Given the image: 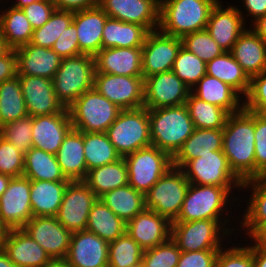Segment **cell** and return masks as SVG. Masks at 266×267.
<instances>
[{"label": "cell", "mask_w": 266, "mask_h": 267, "mask_svg": "<svg viewBox=\"0 0 266 267\" xmlns=\"http://www.w3.org/2000/svg\"><path fill=\"white\" fill-rule=\"evenodd\" d=\"M255 111L229 114L223 128L222 151L233 172L242 180L255 178Z\"/></svg>", "instance_id": "obj_1"}, {"label": "cell", "mask_w": 266, "mask_h": 267, "mask_svg": "<svg viewBox=\"0 0 266 267\" xmlns=\"http://www.w3.org/2000/svg\"><path fill=\"white\" fill-rule=\"evenodd\" d=\"M217 0H163L160 2L159 28L162 33L182 38L206 29Z\"/></svg>", "instance_id": "obj_2"}, {"label": "cell", "mask_w": 266, "mask_h": 267, "mask_svg": "<svg viewBox=\"0 0 266 267\" xmlns=\"http://www.w3.org/2000/svg\"><path fill=\"white\" fill-rule=\"evenodd\" d=\"M148 115L152 145L173 157L194 131L186 105L148 109Z\"/></svg>", "instance_id": "obj_3"}, {"label": "cell", "mask_w": 266, "mask_h": 267, "mask_svg": "<svg viewBox=\"0 0 266 267\" xmlns=\"http://www.w3.org/2000/svg\"><path fill=\"white\" fill-rule=\"evenodd\" d=\"M95 73L94 56L80 54L61 59L52 82L55 95L65 108L94 88Z\"/></svg>", "instance_id": "obj_4"}, {"label": "cell", "mask_w": 266, "mask_h": 267, "mask_svg": "<svg viewBox=\"0 0 266 267\" xmlns=\"http://www.w3.org/2000/svg\"><path fill=\"white\" fill-rule=\"evenodd\" d=\"M68 111L75 130L106 133L121 109L92 88L78 97Z\"/></svg>", "instance_id": "obj_5"}, {"label": "cell", "mask_w": 266, "mask_h": 267, "mask_svg": "<svg viewBox=\"0 0 266 267\" xmlns=\"http://www.w3.org/2000/svg\"><path fill=\"white\" fill-rule=\"evenodd\" d=\"M106 134L121 157L152 145L148 109L121 110Z\"/></svg>", "instance_id": "obj_6"}, {"label": "cell", "mask_w": 266, "mask_h": 267, "mask_svg": "<svg viewBox=\"0 0 266 267\" xmlns=\"http://www.w3.org/2000/svg\"><path fill=\"white\" fill-rule=\"evenodd\" d=\"M190 183L182 168L171 167L144 195L146 209L173 222L179 215Z\"/></svg>", "instance_id": "obj_7"}, {"label": "cell", "mask_w": 266, "mask_h": 267, "mask_svg": "<svg viewBox=\"0 0 266 267\" xmlns=\"http://www.w3.org/2000/svg\"><path fill=\"white\" fill-rule=\"evenodd\" d=\"M123 158L128 168V184L143 194L173 167V157L153 145Z\"/></svg>", "instance_id": "obj_8"}, {"label": "cell", "mask_w": 266, "mask_h": 267, "mask_svg": "<svg viewBox=\"0 0 266 267\" xmlns=\"http://www.w3.org/2000/svg\"><path fill=\"white\" fill-rule=\"evenodd\" d=\"M231 188L214 185H189L180 213L173 222L212 219L219 222V214L227 203Z\"/></svg>", "instance_id": "obj_9"}, {"label": "cell", "mask_w": 266, "mask_h": 267, "mask_svg": "<svg viewBox=\"0 0 266 267\" xmlns=\"http://www.w3.org/2000/svg\"><path fill=\"white\" fill-rule=\"evenodd\" d=\"M189 183L214 185L224 188L242 186L243 181L233 172L223 151H210L193 160H189L182 169Z\"/></svg>", "instance_id": "obj_10"}, {"label": "cell", "mask_w": 266, "mask_h": 267, "mask_svg": "<svg viewBox=\"0 0 266 267\" xmlns=\"http://www.w3.org/2000/svg\"><path fill=\"white\" fill-rule=\"evenodd\" d=\"M94 88L121 110L144 107L143 76L95 73Z\"/></svg>", "instance_id": "obj_11"}, {"label": "cell", "mask_w": 266, "mask_h": 267, "mask_svg": "<svg viewBox=\"0 0 266 267\" xmlns=\"http://www.w3.org/2000/svg\"><path fill=\"white\" fill-rule=\"evenodd\" d=\"M97 199L83 181H70L55 217L71 233L86 230L89 212Z\"/></svg>", "instance_id": "obj_12"}, {"label": "cell", "mask_w": 266, "mask_h": 267, "mask_svg": "<svg viewBox=\"0 0 266 267\" xmlns=\"http://www.w3.org/2000/svg\"><path fill=\"white\" fill-rule=\"evenodd\" d=\"M219 225L217 220L212 219L172 222L171 239L185 252L220 250Z\"/></svg>", "instance_id": "obj_13"}, {"label": "cell", "mask_w": 266, "mask_h": 267, "mask_svg": "<svg viewBox=\"0 0 266 267\" xmlns=\"http://www.w3.org/2000/svg\"><path fill=\"white\" fill-rule=\"evenodd\" d=\"M31 180L12 177L6 191L0 197V223L8 229L22 228L32 217L30 203Z\"/></svg>", "instance_id": "obj_14"}, {"label": "cell", "mask_w": 266, "mask_h": 267, "mask_svg": "<svg viewBox=\"0 0 266 267\" xmlns=\"http://www.w3.org/2000/svg\"><path fill=\"white\" fill-rule=\"evenodd\" d=\"M191 90L172 71H166L144 79V107L180 106L186 103Z\"/></svg>", "instance_id": "obj_15"}, {"label": "cell", "mask_w": 266, "mask_h": 267, "mask_svg": "<svg viewBox=\"0 0 266 267\" xmlns=\"http://www.w3.org/2000/svg\"><path fill=\"white\" fill-rule=\"evenodd\" d=\"M181 46L179 37L156 30L149 32L142 46L143 78L172 70Z\"/></svg>", "instance_id": "obj_16"}, {"label": "cell", "mask_w": 266, "mask_h": 267, "mask_svg": "<svg viewBox=\"0 0 266 267\" xmlns=\"http://www.w3.org/2000/svg\"><path fill=\"white\" fill-rule=\"evenodd\" d=\"M22 229L45 250L52 260L66 259L72 233L55 216L32 217Z\"/></svg>", "instance_id": "obj_17"}, {"label": "cell", "mask_w": 266, "mask_h": 267, "mask_svg": "<svg viewBox=\"0 0 266 267\" xmlns=\"http://www.w3.org/2000/svg\"><path fill=\"white\" fill-rule=\"evenodd\" d=\"M162 0H99L98 6L109 18L144 26L149 32L159 27ZM155 29V30H154Z\"/></svg>", "instance_id": "obj_18"}, {"label": "cell", "mask_w": 266, "mask_h": 267, "mask_svg": "<svg viewBox=\"0 0 266 267\" xmlns=\"http://www.w3.org/2000/svg\"><path fill=\"white\" fill-rule=\"evenodd\" d=\"M109 243L82 230L73 232L66 257L68 267H107Z\"/></svg>", "instance_id": "obj_19"}, {"label": "cell", "mask_w": 266, "mask_h": 267, "mask_svg": "<svg viewBox=\"0 0 266 267\" xmlns=\"http://www.w3.org/2000/svg\"><path fill=\"white\" fill-rule=\"evenodd\" d=\"M18 79L29 116L55 114L66 109L57 99L51 79L28 75H18Z\"/></svg>", "instance_id": "obj_20"}, {"label": "cell", "mask_w": 266, "mask_h": 267, "mask_svg": "<svg viewBox=\"0 0 266 267\" xmlns=\"http://www.w3.org/2000/svg\"><path fill=\"white\" fill-rule=\"evenodd\" d=\"M68 108L64 111L32 117V145L56 155L64 137L72 129Z\"/></svg>", "instance_id": "obj_21"}, {"label": "cell", "mask_w": 266, "mask_h": 267, "mask_svg": "<svg viewBox=\"0 0 266 267\" xmlns=\"http://www.w3.org/2000/svg\"><path fill=\"white\" fill-rule=\"evenodd\" d=\"M171 224L168 218L145 209L126 223V233L146 250L171 238Z\"/></svg>", "instance_id": "obj_22"}, {"label": "cell", "mask_w": 266, "mask_h": 267, "mask_svg": "<svg viewBox=\"0 0 266 267\" xmlns=\"http://www.w3.org/2000/svg\"><path fill=\"white\" fill-rule=\"evenodd\" d=\"M17 56V75L40 76L53 79L61 57L52 49L31 43L15 49Z\"/></svg>", "instance_id": "obj_23"}, {"label": "cell", "mask_w": 266, "mask_h": 267, "mask_svg": "<svg viewBox=\"0 0 266 267\" xmlns=\"http://www.w3.org/2000/svg\"><path fill=\"white\" fill-rule=\"evenodd\" d=\"M220 4L217 2L212 8L206 30L224 52H230L238 37L245 31L244 18L237 8L223 10Z\"/></svg>", "instance_id": "obj_24"}, {"label": "cell", "mask_w": 266, "mask_h": 267, "mask_svg": "<svg viewBox=\"0 0 266 267\" xmlns=\"http://www.w3.org/2000/svg\"><path fill=\"white\" fill-rule=\"evenodd\" d=\"M96 73L143 76L142 48H106L95 56Z\"/></svg>", "instance_id": "obj_25"}, {"label": "cell", "mask_w": 266, "mask_h": 267, "mask_svg": "<svg viewBox=\"0 0 266 267\" xmlns=\"http://www.w3.org/2000/svg\"><path fill=\"white\" fill-rule=\"evenodd\" d=\"M108 15L99 7L73 12L79 49L83 54L95 56L102 49V32Z\"/></svg>", "instance_id": "obj_26"}, {"label": "cell", "mask_w": 266, "mask_h": 267, "mask_svg": "<svg viewBox=\"0 0 266 267\" xmlns=\"http://www.w3.org/2000/svg\"><path fill=\"white\" fill-rule=\"evenodd\" d=\"M4 252L19 267H42L52 259L22 228L9 229Z\"/></svg>", "instance_id": "obj_27"}, {"label": "cell", "mask_w": 266, "mask_h": 267, "mask_svg": "<svg viewBox=\"0 0 266 267\" xmlns=\"http://www.w3.org/2000/svg\"><path fill=\"white\" fill-rule=\"evenodd\" d=\"M230 53L249 78L266 70V42L253 30H245Z\"/></svg>", "instance_id": "obj_28"}, {"label": "cell", "mask_w": 266, "mask_h": 267, "mask_svg": "<svg viewBox=\"0 0 266 267\" xmlns=\"http://www.w3.org/2000/svg\"><path fill=\"white\" fill-rule=\"evenodd\" d=\"M59 166L70 181H83L87 175L83 132L72 128L56 153Z\"/></svg>", "instance_id": "obj_29"}, {"label": "cell", "mask_w": 266, "mask_h": 267, "mask_svg": "<svg viewBox=\"0 0 266 267\" xmlns=\"http://www.w3.org/2000/svg\"><path fill=\"white\" fill-rule=\"evenodd\" d=\"M223 129L194 128L182 147L173 156V166L182 168L189 160L210 151H222Z\"/></svg>", "instance_id": "obj_30"}, {"label": "cell", "mask_w": 266, "mask_h": 267, "mask_svg": "<svg viewBox=\"0 0 266 267\" xmlns=\"http://www.w3.org/2000/svg\"><path fill=\"white\" fill-rule=\"evenodd\" d=\"M69 182L31 180L30 203L33 217L56 216Z\"/></svg>", "instance_id": "obj_31"}, {"label": "cell", "mask_w": 266, "mask_h": 267, "mask_svg": "<svg viewBox=\"0 0 266 267\" xmlns=\"http://www.w3.org/2000/svg\"><path fill=\"white\" fill-rule=\"evenodd\" d=\"M148 33L139 24L108 18L102 32V49L142 48Z\"/></svg>", "instance_id": "obj_32"}, {"label": "cell", "mask_w": 266, "mask_h": 267, "mask_svg": "<svg viewBox=\"0 0 266 267\" xmlns=\"http://www.w3.org/2000/svg\"><path fill=\"white\" fill-rule=\"evenodd\" d=\"M196 85L199 88L196 89V93H192L194 96L223 108L229 114L237 113L244 108L243 104L239 106V93L216 77L205 74Z\"/></svg>", "instance_id": "obj_33"}, {"label": "cell", "mask_w": 266, "mask_h": 267, "mask_svg": "<svg viewBox=\"0 0 266 267\" xmlns=\"http://www.w3.org/2000/svg\"><path fill=\"white\" fill-rule=\"evenodd\" d=\"M83 182L100 198L105 193L128 184V168L125 159L93 168Z\"/></svg>", "instance_id": "obj_34"}, {"label": "cell", "mask_w": 266, "mask_h": 267, "mask_svg": "<svg viewBox=\"0 0 266 267\" xmlns=\"http://www.w3.org/2000/svg\"><path fill=\"white\" fill-rule=\"evenodd\" d=\"M86 230L110 243L126 233V223L98 198L89 212Z\"/></svg>", "instance_id": "obj_35"}, {"label": "cell", "mask_w": 266, "mask_h": 267, "mask_svg": "<svg viewBox=\"0 0 266 267\" xmlns=\"http://www.w3.org/2000/svg\"><path fill=\"white\" fill-rule=\"evenodd\" d=\"M100 199L125 223L146 209L145 195L129 184L105 193Z\"/></svg>", "instance_id": "obj_36"}, {"label": "cell", "mask_w": 266, "mask_h": 267, "mask_svg": "<svg viewBox=\"0 0 266 267\" xmlns=\"http://www.w3.org/2000/svg\"><path fill=\"white\" fill-rule=\"evenodd\" d=\"M23 175L30 180L70 181L63 174L56 155L35 147L24 154Z\"/></svg>", "instance_id": "obj_37"}, {"label": "cell", "mask_w": 266, "mask_h": 267, "mask_svg": "<svg viewBox=\"0 0 266 267\" xmlns=\"http://www.w3.org/2000/svg\"><path fill=\"white\" fill-rule=\"evenodd\" d=\"M206 74L230 85L238 93H243L244 96L249 91L250 78L230 52H224L212 61L207 62Z\"/></svg>", "instance_id": "obj_38"}, {"label": "cell", "mask_w": 266, "mask_h": 267, "mask_svg": "<svg viewBox=\"0 0 266 267\" xmlns=\"http://www.w3.org/2000/svg\"><path fill=\"white\" fill-rule=\"evenodd\" d=\"M0 15V32L7 46L16 49L29 44L33 35V27L22 9L11 7Z\"/></svg>", "instance_id": "obj_39"}, {"label": "cell", "mask_w": 266, "mask_h": 267, "mask_svg": "<svg viewBox=\"0 0 266 267\" xmlns=\"http://www.w3.org/2000/svg\"><path fill=\"white\" fill-rule=\"evenodd\" d=\"M83 142L87 171L121 158L106 133L83 132Z\"/></svg>", "instance_id": "obj_40"}, {"label": "cell", "mask_w": 266, "mask_h": 267, "mask_svg": "<svg viewBox=\"0 0 266 267\" xmlns=\"http://www.w3.org/2000/svg\"><path fill=\"white\" fill-rule=\"evenodd\" d=\"M27 116L26 103L17 75L0 84V127Z\"/></svg>", "instance_id": "obj_41"}, {"label": "cell", "mask_w": 266, "mask_h": 267, "mask_svg": "<svg viewBox=\"0 0 266 267\" xmlns=\"http://www.w3.org/2000/svg\"><path fill=\"white\" fill-rule=\"evenodd\" d=\"M194 128L223 129L229 113L219 106L205 102L189 93L185 103Z\"/></svg>", "instance_id": "obj_42"}, {"label": "cell", "mask_w": 266, "mask_h": 267, "mask_svg": "<svg viewBox=\"0 0 266 267\" xmlns=\"http://www.w3.org/2000/svg\"><path fill=\"white\" fill-rule=\"evenodd\" d=\"M144 250L127 233L109 243L108 267H134L142 262Z\"/></svg>", "instance_id": "obj_43"}, {"label": "cell", "mask_w": 266, "mask_h": 267, "mask_svg": "<svg viewBox=\"0 0 266 267\" xmlns=\"http://www.w3.org/2000/svg\"><path fill=\"white\" fill-rule=\"evenodd\" d=\"M72 22V11L55 9L49 20L33 31L30 43L39 47L52 48L57 38Z\"/></svg>", "instance_id": "obj_44"}, {"label": "cell", "mask_w": 266, "mask_h": 267, "mask_svg": "<svg viewBox=\"0 0 266 267\" xmlns=\"http://www.w3.org/2000/svg\"><path fill=\"white\" fill-rule=\"evenodd\" d=\"M250 184L253 186V196L250 198L251 202L242 225L247 227L249 235L259 226L266 224V184L260 178H254L243 181L242 187H248Z\"/></svg>", "instance_id": "obj_45"}, {"label": "cell", "mask_w": 266, "mask_h": 267, "mask_svg": "<svg viewBox=\"0 0 266 267\" xmlns=\"http://www.w3.org/2000/svg\"><path fill=\"white\" fill-rule=\"evenodd\" d=\"M172 71L192 90L191 87L195 86L206 74V63L181 46Z\"/></svg>", "instance_id": "obj_46"}, {"label": "cell", "mask_w": 266, "mask_h": 267, "mask_svg": "<svg viewBox=\"0 0 266 267\" xmlns=\"http://www.w3.org/2000/svg\"><path fill=\"white\" fill-rule=\"evenodd\" d=\"M181 40L184 48L198 56L205 63L224 53V50L206 29L186 34Z\"/></svg>", "instance_id": "obj_47"}, {"label": "cell", "mask_w": 266, "mask_h": 267, "mask_svg": "<svg viewBox=\"0 0 266 267\" xmlns=\"http://www.w3.org/2000/svg\"><path fill=\"white\" fill-rule=\"evenodd\" d=\"M0 136L25 154L32 145V117L11 121L0 127Z\"/></svg>", "instance_id": "obj_48"}, {"label": "cell", "mask_w": 266, "mask_h": 267, "mask_svg": "<svg viewBox=\"0 0 266 267\" xmlns=\"http://www.w3.org/2000/svg\"><path fill=\"white\" fill-rule=\"evenodd\" d=\"M181 250L170 238L153 248L144 250L142 264L144 267H176Z\"/></svg>", "instance_id": "obj_49"}, {"label": "cell", "mask_w": 266, "mask_h": 267, "mask_svg": "<svg viewBox=\"0 0 266 267\" xmlns=\"http://www.w3.org/2000/svg\"><path fill=\"white\" fill-rule=\"evenodd\" d=\"M23 172L24 154L0 136V173L19 177Z\"/></svg>", "instance_id": "obj_50"}, {"label": "cell", "mask_w": 266, "mask_h": 267, "mask_svg": "<svg viewBox=\"0 0 266 267\" xmlns=\"http://www.w3.org/2000/svg\"><path fill=\"white\" fill-rule=\"evenodd\" d=\"M222 251L219 250L215 267H255L252 246L234 247Z\"/></svg>", "instance_id": "obj_51"}, {"label": "cell", "mask_w": 266, "mask_h": 267, "mask_svg": "<svg viewBox=\"0 0 266 267\" xmlns=\"http://www.w3.org/2000/svg\"><path fill=\"white\" fill-rule=\"evenodd\" d=\"M255 178L266 174V118L255 112Z\"/></svg>", "instance_id": "obj_52"}, {"label": "cell", "mask_w": 266, "mask_h": 267, "mask_svg": "<svg viewBox=\"0 0 266 267\" xmlns=\"http://www.w3.org/2000/svg\"><path fill=\"white\" fill-rule=\"evenodd\" d=\"M52 49L61 57L68 58L83 54L79 49L77 30L73 23L57 38Z\"/></svg>", "instance_id": "obj_53"}, {"label": "cell", "mask_w": 266, "mask_h": 267, "mask_svg": "<svg viewBox=\"0 0 266 267\" xmlns=\"http://www.w3.org/2000/svg\"><path fill=\"white\" fill-rule=\"evenodd\" d=\"M244 109L257 111L266 102V70L250 78V87Z\"/></svg>", "instance_id": "obj_54"}, {"label": "cell", "mask_w": 266, "mask_h": 267, "mask_svg": "<svg viewBox=\"0 0 266 267\" xmlns=\"http://www.w3.org/2000/svg\"><path fill=\"white\" fill-rule=\"evenodd\" d=\"M21 9L35 30L42 27L49 20L56 7L51 0H40Z\"/></svg>", "instance_id": "obj_55"}, {"label": "cell", "mask_w": 266, "mask_h": 267, "mask_svg": "<svg viewBox=\"0 0 266 267\" xmlns=\"http://www.w3.org/2000/svg\"><path fill=\"white\" fill-rule=\"evenodd\" d=\"M219 250L181 251L176 267H215Z\"/></svg>", "instance_id": "obj_56"}, {"label": "cell", "mask_w": 266, "mask_h": 267, "mask_svg": "<svg viewBox=\"0 0 266 267\" xmlns=\"http://www.w3.org/2000/svg\"><path fill=\"white\" fill-rule=\"evenodd\" d=\"M17 76V56L15 49H9L0 56V84Z\"/></svg>", "instance_id": "obj_57"}, {"label": "cell", "mask_w": 266, "mask_h": 267, "mask_svg": "<svg viewBox=\"0 0 266 267\" xmlns=\"http://www.w3.org/2000/svg\"><path fill=\"white\" fill-rule=\"evenodd\" d=\"M56 9L66 11H81L98 6L99 0H51Z\"/></svg>", "instance_id": "obj_58"}, {"label": "cell", "mask_w": 266, "mask_h": 267, "mask_svg": "<svg viewBox=\"0 0 266 267\" xmlns=\"http://www.w3.org/2000/svg\"><path fill=\"white\" fill-rule=\"evenodd\" d=\"M246 5L248 12L254 16L255 21L266 15V0H242Z\"/></svg>", "instance_id": "obj_59"}, {"label": "cell", "mask_w": 266, "mask_h": 267, "mask_svg": "<svg viewBox=\"0 0 266 267\" xmlns=\"http://www.w3.org/2000/svg\"><path fill=\"white\" fill-rule=\"evenodd\" d=\"M256 244L252 248L266 249V224L259 226L252 234Z\"/></svg>", "instance_id": "obj_60"}, {"label": "cell", "mask_w": 266, "mask_h": 267, "mask_svg": "<svg viewBox=\"0 0 266 267\" xmlns=\"http://www.w3.org/2000/svg\"><path fill=\"white\" fill-rule=\"evenodd\" d=\"M253 27V31L266 42V15L259 17Z\"/></svg>", "instance_id": "obj_61"}, {"label": "cell", "mask_w": 266, "mask_h": 267, "mask_svg": "<svg viewBox=\"0 0 266 267\" xmlns=\"http://www.w3.org/2000/svg\"><path fill=\"white\" fill-rule=\"evenodd\" d=\"M255 267H266V249L253 248Z\"/></svg>", "instance_id": "obj_62"}, {"label": "cell", "mask_w": 266, "mask_h": 267, "mask_svg": "<svg viewBox=\"0 0 266 267\" xmlns=\"http://www.w3.org/2000/svg\"><path fill=\"white\" fill-rule=\"evenodd\" d=\"M0 267H19L16 263H13L8 255L2 251L0 252Z\"/></svg>", "instance_id": "obj_63"}, {"label": "cell", "mask_w": 266, "mask_h": 267, "mask_svg": "<svg viewBox=\"0 0 266 267\" xmlns=\"http://www.w3.org/2000/svg\"><path fill=\"white\" fill-rule=\"evenodd\" d=\"M11 176L0 173V197L6 191Z\"/></svg>", "instance_id": "obj_64"}, {"label": "cell", "mask_w": 266, "mask_h": 267, "mask_svg": "<svg viewBox=\"0 0 266 267\" xmlns=\"http://www.w3.org/2000/svg\"><path fill=\"white\" fill-rule=\"evenodd\" d=\"M9 229L0 223V252L4 251L5 239Z\"/></svg>", "instance_id": "obj_65"}, {"label": "cell", "mask_w": 266, "mask_h": 267, "mask_svg": "<svg viewBox=\"0 0 266 267\" xmlns=\"http://www.w3.org/2000/svg\"><path fill=\"white\" fill-rule=\"evenodd\" d=\"M42 267H68L66 260L53 259Z\"/></svg>", "instance_id": "obj_66"}, {"label": "cell", "mask_w": 266, "mask_h": 267, "mask_svg": "<svg viewBox=\"0 0 266 267\" xmlns=\"http://www.w3.org/2000/svg\"><path fill=\"white\" fill-rule=\"evenodd\" d=\"M35 1H40V0H18L17 3H15V5H12L15 8L21 9Z\"/></svg>", "instance_id": "obj_67"}, {"label": "cell", "mask_w": 266, "mask_h": 267, "mask_svg": "<svg viewBox=\"0 0 266 267\" xmlns=\"http://www.w3.org/2000/svg\"><path fill=\"white\" fill-rule=\"evenodd\" d=\"M9 49L0 32V56L4 55Z\"/></svg>", "instance_id": "obj_68"}, {"label": "cell", "mask_w": 266, "mask_h": 267, "mask_svg": "<svg viewBox=\"0 0 266 267\" xmlns=\"http://www.w3.org/2000/svg\"><path fill=\"white\" fill-rule=\"evenodd\" d=\"M256 113L266 118V102L256 111Z\"/></svg>", "instance_id": "obj_69"}, {"label": "cell", "mask_w": 266, "mask_h": 267, "mask_svg": "<svg viewBox=\"0 0 266 267\" xmlns=\"http://www.w3.org/2000/svg\"><path fill=\"white\" fill-rule=\"evenodd\" d=\"M260 179L266 184V174H265V175H262V176L260 177Z\"/></svg>", "instance_id": "obj_70"}, {"label": "cell", "mask_w": 266, "mask_h": 267, "mask_svg": "<svg viewBox=\"0 0 266 267\" xmlns=\"http://www.w3.org/2000/svg\"><path fill=\"white\" fill-rule=\"evenodd\" d=\"M134 267H144L142 263H140L139 265L137 266H134Z\"/></svg>", "instance_id": "obj_71"}]
</instances>
